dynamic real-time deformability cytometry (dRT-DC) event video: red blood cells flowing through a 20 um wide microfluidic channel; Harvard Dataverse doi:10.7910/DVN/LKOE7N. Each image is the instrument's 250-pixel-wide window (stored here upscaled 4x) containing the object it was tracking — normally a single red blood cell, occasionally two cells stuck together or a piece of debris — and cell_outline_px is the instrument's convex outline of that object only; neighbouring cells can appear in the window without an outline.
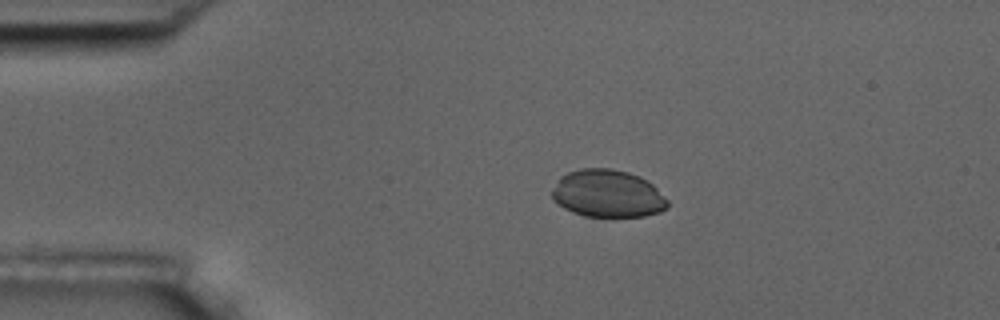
{"species": "common noctule bat (a hibernating species)", "species_latin": "Nyctalus noctula", "temperature_condition": "room temperature", "stored_images_in_passage": 4, "camera_frame_rate_fps": 3000, "um_per_image_px": 0.085, "animal": {"sex": "male", "body_mass_g": 17.5, "forearm_length_mm": 52.3}, "frame": {"image": 1, "passage_image": 1, "time_ms": 0.0, "image_size_px": [1000, 320], "cell_outline_px": [[668, 208], [660, 212], [644, 216], [584, 216], [572, 212], [564, 208], [552, 200], [552, 188], [560, 176], [568, 172], [580, 168], [612, 168], [628, 172], [640, 176], [652, 184], [668, 200]], "centroid_in_image_um": [51.63, 16.45], "position_along_channel_um": 33.4, "area_um2": 32.19}}